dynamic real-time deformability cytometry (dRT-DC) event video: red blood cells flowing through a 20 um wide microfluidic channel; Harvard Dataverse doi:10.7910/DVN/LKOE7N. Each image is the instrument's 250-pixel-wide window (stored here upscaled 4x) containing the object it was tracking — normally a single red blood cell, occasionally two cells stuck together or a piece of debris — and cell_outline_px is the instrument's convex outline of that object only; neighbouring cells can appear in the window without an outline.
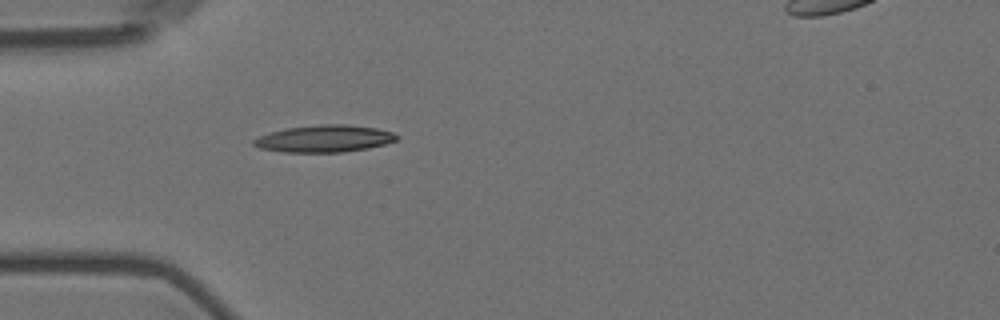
{"species": "Egyptian fruit bat (a non-hibernating species)", "species_latin": "Rousettus aegyptiacus", "temperature_condition": "room temperature", "stored_images_in_passage": 6, "camera_frame_rate_fps": 3000, "um_per_image_px": 0.085, "animal": {"sex": "female"}, "frame": {"image": 1, "passage_image": 5, "time_ms": 4.667, "image_size_px": [1000, 320], "cell_outline_px": [[400, 136], [396, 140], [384, 144], [368, 148], [340, 152], [284, 152], [260, 148], [252, 144], [252, 140], [260, 136], [272, 132], [288, 128], [324, 124], [348, 124], [376, 128], [392, 132]], "centroid_in_image_um": [27.59, 11.78], "position_along_channel_um": 57.4, "area_um2": 22.31}}